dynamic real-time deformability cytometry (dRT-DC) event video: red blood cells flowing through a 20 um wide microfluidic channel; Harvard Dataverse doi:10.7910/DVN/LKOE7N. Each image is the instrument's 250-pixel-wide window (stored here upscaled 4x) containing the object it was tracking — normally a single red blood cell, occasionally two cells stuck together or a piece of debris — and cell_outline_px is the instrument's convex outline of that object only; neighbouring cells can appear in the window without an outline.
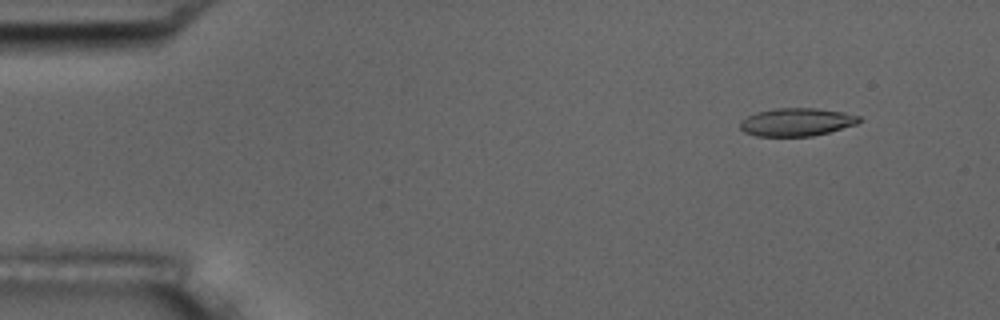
{"species": "common noctule bat (a hibernating species)", "species_latin": "Nyctalus noctula", "temperature_condition": "room temperature", "stored_images_in_passage": 4, "camera_frame_rate_fps": 3000, "um_per_image_px": 0.085, "animal": {"sex": "male", "body_mass_g": 17.5, "forearm_length_mm": 52.3}, "frame": {"image": 1, "passage_image": 2, "time_ms": 1.333, "image_size_px": [1000, 320], "cell_outline_px": [[864, 120], [856, 124], [828, 132], [812, 136], [756, 136], [744, 132], [740, 128], [740, 120], [756, 112], [776, 108], [816, 108], [844, 112], [860, 116]], "centroid_in_image_um": [67.72, 10.37], "position_along_channel_um": 17.3, "area_um2": 19.48}}